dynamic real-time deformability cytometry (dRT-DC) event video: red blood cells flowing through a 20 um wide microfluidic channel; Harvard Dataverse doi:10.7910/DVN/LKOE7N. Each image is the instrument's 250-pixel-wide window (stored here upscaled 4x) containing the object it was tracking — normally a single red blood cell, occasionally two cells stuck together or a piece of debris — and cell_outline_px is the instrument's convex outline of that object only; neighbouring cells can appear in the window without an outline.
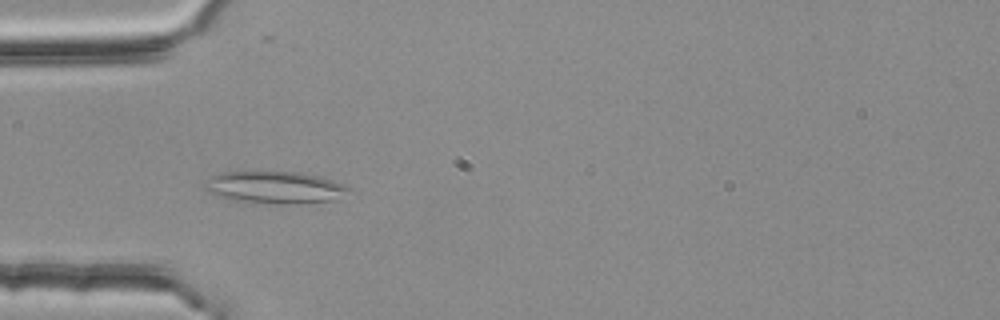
{"species": "common noctule bat (a hibernating species)", "species_latin": "Nyctalus noctula", "temperature_condition": "room temperature", "stored_images_in_passage": 4, "camera_frame_rate_fps": 3000, "um_per_image_px": 0.085, "animal": {"sex": "female", "body_mass_g": 25.1}, "frame": {"image": 1, "passage_image": 4, "time_ms": 1.0, "image_size_px": [1000, 320], "cell_outline_px": [[352, 188], [328, 200], [304, 204], [284, 204], [232, 200], [216, 196], [208, 192], [204, 188], [204, 184], [212, 176], [224, 172], [296, 172], [320, 176], [344, 184]], "centroid_in_image_um": [23.3, 15.93], "position_along_channel_um": 61.7, "area_um2": 26.53}}